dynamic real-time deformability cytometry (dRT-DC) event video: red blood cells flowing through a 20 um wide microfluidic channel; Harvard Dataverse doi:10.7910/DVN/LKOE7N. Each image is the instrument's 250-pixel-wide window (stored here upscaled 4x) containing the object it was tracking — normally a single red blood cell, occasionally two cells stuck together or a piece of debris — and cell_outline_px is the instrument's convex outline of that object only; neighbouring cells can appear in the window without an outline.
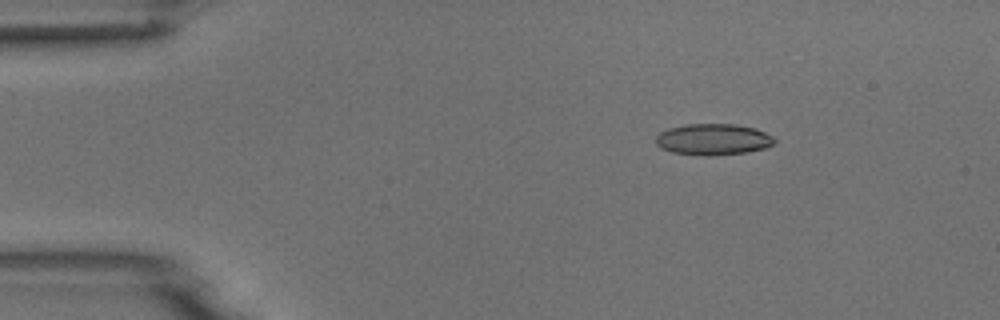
{"species": "common noctule bat (a hibernating species)", "species_latin": "Nyctalus noctula", "temperature_condition": "room temperature", "stored_images_in_passage": 5, "camera_frame_rate_fps": 3000, "um_per_image_px": 0.085, "animal": {"sex": "male", "body_mass_g": 18.8}, "frame": {"image": 1, "passage_image": 3, "time_ms": 2.333, "image_size_px": [1000, 320], "cell_outline_px": [[776, 140], [768, 148], [748, 152], [712, 156], [700, 156], [672, 152], [660, 148], [656, 144], [656, 136], [660, 132], [668, 128], [688, 124], [736, 124], [756, 128], [772, 136]], "centroid_in_image_um": [60.62, 11.86], "position_along_channel_um": 24.4, "area_um2": 21.91}}
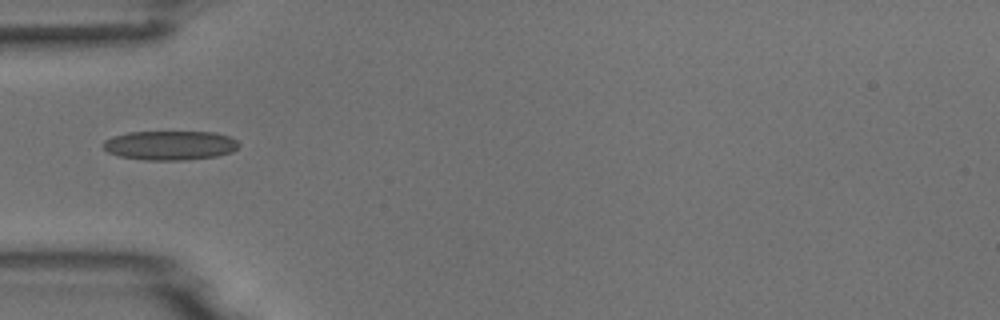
{"frame": {"image": 2, "passage_image": 5, "time_ms": 5.333, "image_size_px": [1000, 320], "cell_outline_px": [[240, 144], [232, 152], [216, 156], [184, 160], [144, 160], [120, 156], [108, 152], [104, 148], [104, 140], [112, 136], [128, 132], [212, 132], [232, 136]], "centroid_in_image_um": [14.47, 12.35], "position_along_channel_um": 70.5, "area_um2": 23.18}}